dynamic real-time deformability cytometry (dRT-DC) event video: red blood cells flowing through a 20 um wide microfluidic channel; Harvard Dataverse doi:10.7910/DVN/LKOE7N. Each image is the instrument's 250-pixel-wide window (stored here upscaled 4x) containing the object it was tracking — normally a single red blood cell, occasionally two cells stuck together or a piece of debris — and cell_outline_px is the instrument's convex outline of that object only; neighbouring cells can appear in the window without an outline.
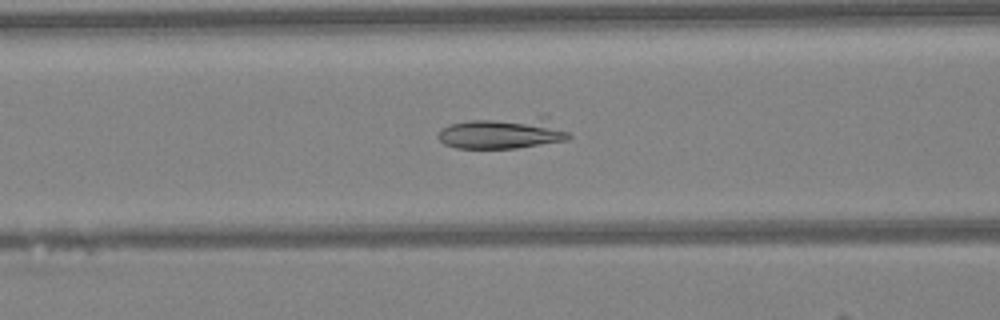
{"species": "Egyptian fruit bat (a non-hibernating species)", "species_latin": "Rousettus aegyptiacus", "temperature_condition": "warm", "stored_images_in_passage": 40, "camera_frame_rate_fps": 3000, "um_per_image_px": 0.085, "animal": {"sex": "female"}, "frame": {"image": 1, "passage_image": 12, "time_ms": 3.667, "image_size_px": [1000, 320], "cell_outline_px": [[572, 136], [568, 140], [516, 148], [456, 148], [444, 144], [436, 136], [440, 128], [448, 124], [468, 120], [536, 116], [548, 116], [568, 132]], "centroid_in_image_um": [42.73, 11.29], "position_along_channel_um": 123.9, "area_um2": 24.45}}
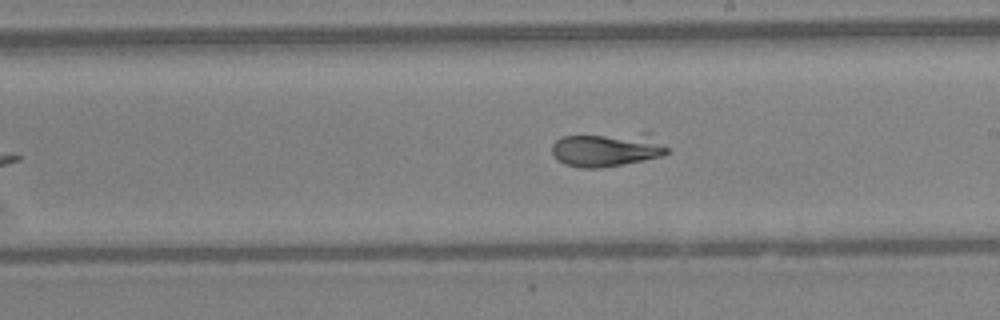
{"frame": {"image": 2, "passage_image": 20, "time_ms": 6.333, "image_size_px": [1000, 320], "cell_outline_px": [[668, 152], [660, 156], [644, 160], [600, 168], [580, 168], [564, 164], [556, 160], [552, 156], [552, 144], [556, 140], [564, 136], [644, 132], [652, 132], [668, 148]], "centroid_in_image_um": [51.61, 12.69], "position_along_channel_um": 237.4, "area_um2": 23.35}}
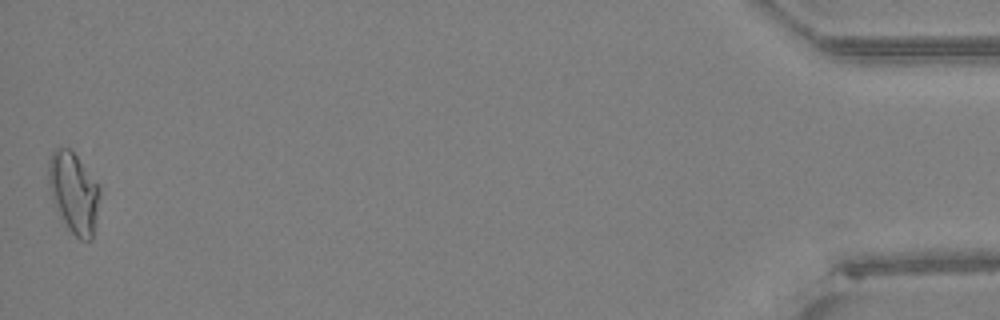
{"frame": {"image": 3, "passage_image": 40, "time_ms": 13.0, "image_size_px": [1000, 320], "cell_outline_px": [[100, 192], [92, 240], [80, 240], [68, 228], [60, 216], [52, 200], [48, 184], [48, 160], [52, 152], [56, 148], [68, 148], [76, 156], [100, 184]], "centroid_in_image_um": [6.26, 16.36], "position_along_channel_um": 428.9, "area_um2": 24.04}}